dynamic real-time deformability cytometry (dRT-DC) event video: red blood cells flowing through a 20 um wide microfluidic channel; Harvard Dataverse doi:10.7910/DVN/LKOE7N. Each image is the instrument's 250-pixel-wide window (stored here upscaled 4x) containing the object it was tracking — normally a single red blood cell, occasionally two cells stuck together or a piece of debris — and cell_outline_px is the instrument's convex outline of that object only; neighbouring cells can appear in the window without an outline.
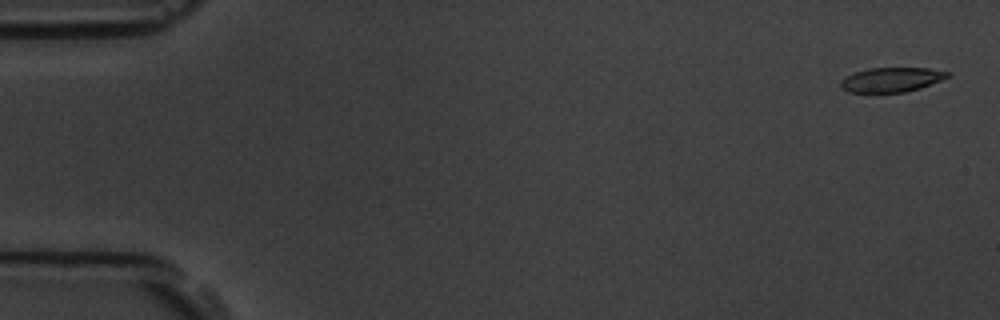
{"species": "common noctule bat (a hibernating species)", "species_latin": "Nyctalus noctula", "temperature_condition": "room temperature", "stored_images_in_passage": 6, "segment_of_instrument_passage": [1, 2], "camera_frame_rate_fps": 3000, "um_per_image_px": 0.085, "animal": {"sex": "male", "body_mass_g": 19.5, "forearm_length_mm": 54.6}, "frame": {"image": 1, "passage_image": 1, "time_ms": 0.0, "image_size_px": [1000, 320], "cell_outline_px": [[948, 76], [940, 80], [920, 88], [904, 92], [848, 92], [840, 88], [840, 80], [856, 72], [868, 68], [928, 68], [948, 72]], "centroid_in_image_um": [75.72, 6.77], "position_along_channel_um": 9.3, "area_um2": 15.03}}
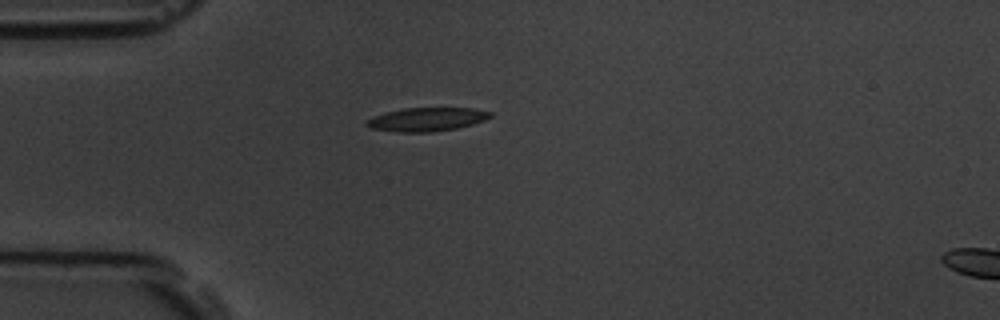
{"frame": {"image": 2, "passage_image": 5, "time_ms": 4.333, "image_size_px": [1000, 320], "cell_outline_px": [[492, 116], [484, 120], [472, 124], [456, 128], [432, 132], [396, 132], [372, 128], [364, 124], [372, 116], [404, 108], [472, 108], [492, 112]], "centroid_in_image_um": [36.28, 10.14], "position_along_channel_um": 48.7, "area_um2": 16.88}}